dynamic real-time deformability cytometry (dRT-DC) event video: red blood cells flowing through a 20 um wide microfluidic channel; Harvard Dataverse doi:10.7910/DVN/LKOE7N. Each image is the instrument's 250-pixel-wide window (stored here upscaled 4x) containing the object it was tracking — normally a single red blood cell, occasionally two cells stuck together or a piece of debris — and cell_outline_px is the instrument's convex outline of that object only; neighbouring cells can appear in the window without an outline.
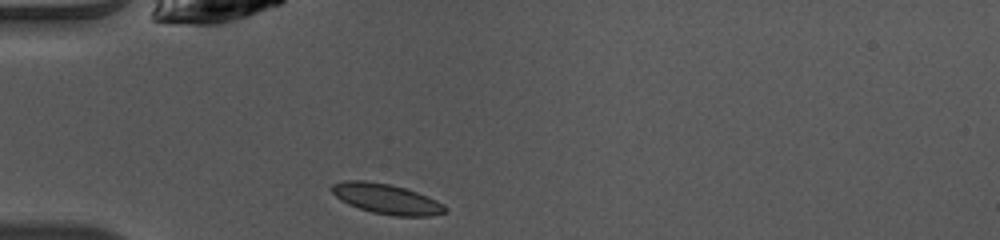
{"species": "common noctule bat (a hibernating species)", "species_latin": "Nyctalus noctula", "temperature_condition": "warm", "stored_images_in_passage": 36, "camera_frame_rate_fps": 3000, "um_per_image_px": 0.085, "animal": {"sex": "female", "body_mass_g": 10.0, "forearm_length_mm": 53.1}, "frame": {"image": 1, "passage_image": 1, "time_ms": 0.0, "image_size_px": [1000, 240], "cell_outline_px": [[448, 212], [432, 216], [392, 216], [372, 212], [348, 204], [340, 200], [332, 192], [332, 184], [344, 180], [364, 180], [388, 184], [404, 188], [416, 192], [436, 200], [444, 204], [448, 208]], "centroid_in_image_um": [32.87, 16.92], "position_along_channel_um": 52.1, "area_um2": 19.88}}
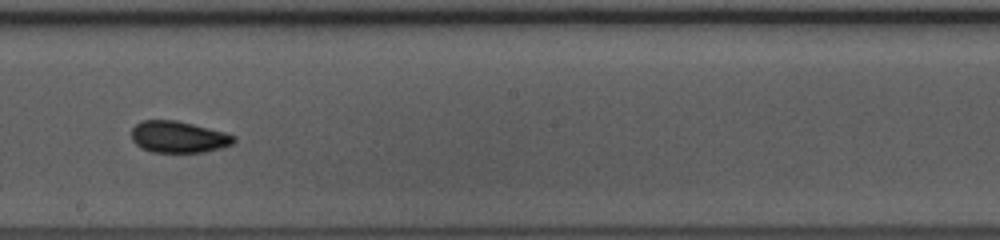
{"frame": {"image": 2, "passage_image": 15, "time_ms": 4.667, "image_size_px": [1000, 240], "cell_outline_px": [[236, 140], [232, 144], [220, 148], [204, 152], [152, 152], [140, 148], [132, 140], [132, 128], [140, 120], [176, 120], [224, 132], [236, 136]], "centroid_in_image_um": [15.15, 11.64], "position_along_channel_um": 233.1, "area_um2": 18.84}}
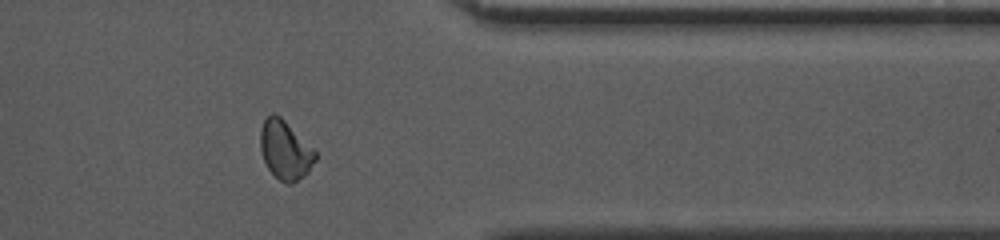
{"frame": {"image": 3, "passage_image": 27, "time_ms": 8.667, "image_size_px": [1000, 240], "cell_outline_px": [[316, 160], [308, 172], [304, 176], [292, 184], [288, 184], [280, 180], [268, 168], [264, 160], [260, 148], [260, 128], [264, 120], [272, 112], [280, 116], [316, 152]], "centroid_in_image_um": [24.23, 12.76], "position_along_channel_um": 387.2, "area_um2": 18.61}, "authors_computed_cell_mechanics": {"area_um2": 18.8717, "velocity_mm_per_s": 4.0884, "shape_relaxation_time_tau1_ms": 3.4029, "shape_relaxation_time_tau2_ms": 1.4542, "deformation_change_tau1": 0.1041, "deformation_change_tau2": 0.0538}}